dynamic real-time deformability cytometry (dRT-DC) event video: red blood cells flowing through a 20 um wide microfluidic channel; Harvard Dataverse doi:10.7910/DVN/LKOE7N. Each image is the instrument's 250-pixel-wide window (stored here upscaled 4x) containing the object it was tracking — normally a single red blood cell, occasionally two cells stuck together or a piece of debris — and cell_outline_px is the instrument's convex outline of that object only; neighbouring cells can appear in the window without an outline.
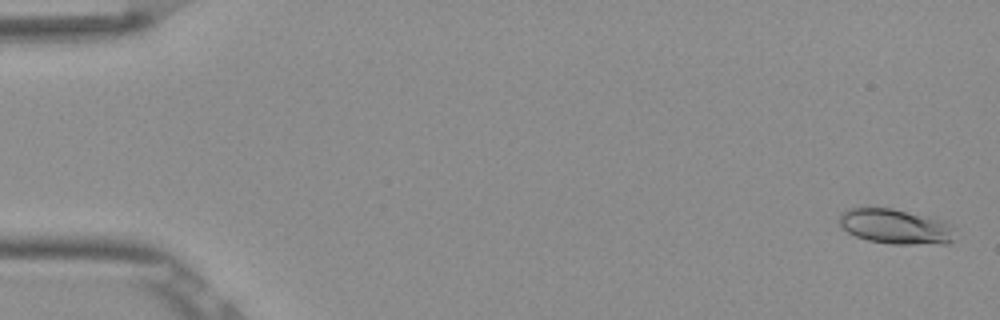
{"species": "Egyptian fruit bat (a non-hibernating species)", "species_latin": "Rousettus aegyptiacus", "temperature_condition": "room temperature", "stored_images_in_passage": 53, "camera_frame_rate_fps": 3000, "um_per_image_px": 0.085, "frame": {"image": 1, "passage_image": 2, "time_ms": 0.333, "image_size_px": [1000, 320], "cell_outline_px": [[956, 228], [952, 240], [948, 244], [892, 244], [868, 240], [856, 236], [848, 232], [840, 224], [840, 212], [848, 208], [892, 208], [936, 216], [952, 224]], "centroid_in_image_um": [76.21, 19.24], "position_along_channel_um": 8.8, "area_um2": 24.16}}
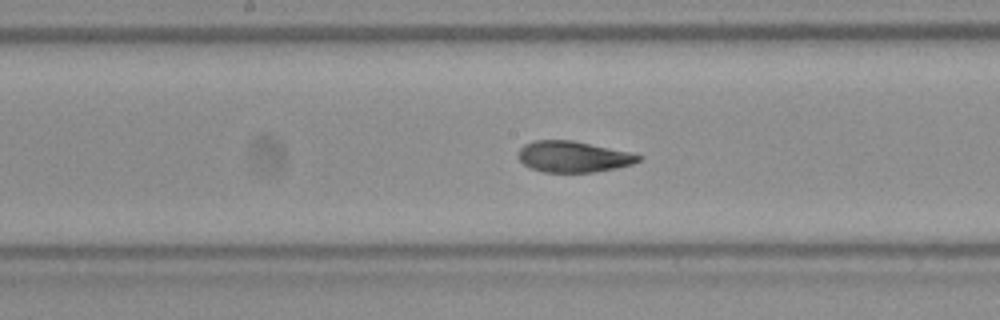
{"frame": {"image": 2, "passage_image": 28, "time_ms": 9.0, "image_size_px": [1000, 320], "cell_outline_px": [[644, 156], [640, 160], [632, 164], [616, 168], [592, 172], [544, 172], [532, 168], [524, 164], [516, 156], [520, 148], [524, 144], [532, 140], [572, 140], [628, 152]], "centroid_in_image_um": [48.69, 13.31], "position_along_channel_um": 199.5, "area_um2": 21.68}}
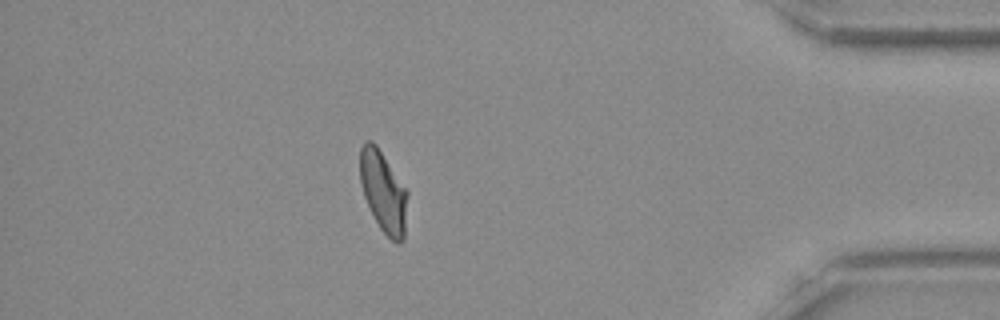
{"frame": {"image": 3, "passage_image": 47, "time_ms": 15.333, "image_size_px": [1000, 320], "cell_outline_px": [[408, 192], [404, 240], [400, 244], [396, 244], [380, 228], [364, 196], [360, 184], [360, 148], [364, 140], [372, 140], [376, 144]], "centroid_in_image_um": [32.58, 16.29], "position_along_channel_um": 402.6, "area_um2": 22.37}, "authors_computed_cell_mechanics": {"area_um2": 22.3108, "velocity_mm_per_s": 3.8633, "shape_relaxation_time_tau1_ms": 4.3356, "shape_relaxation_time_tau2_ms": 1.161, "deformation_change_tau1": 0.1511, "deformation_change_tau2": 0.0638}}